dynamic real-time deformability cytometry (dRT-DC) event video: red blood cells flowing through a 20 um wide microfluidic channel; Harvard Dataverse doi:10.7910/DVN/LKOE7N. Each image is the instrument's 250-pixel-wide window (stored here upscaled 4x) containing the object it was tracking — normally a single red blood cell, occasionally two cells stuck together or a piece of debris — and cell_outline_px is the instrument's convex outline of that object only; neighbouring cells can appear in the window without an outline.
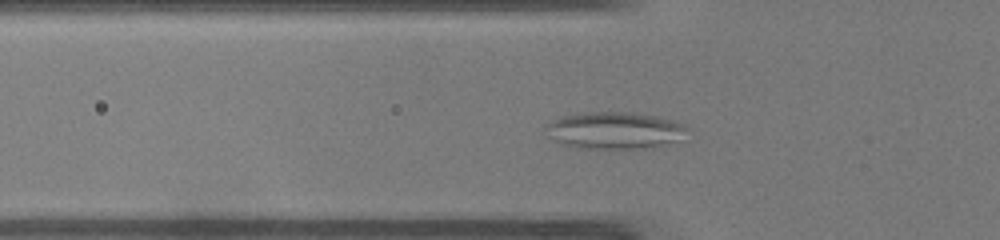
{"species": "common noctule bat (a hibernating species)", "species_latin": "Nyctalus noctula", "temperature_condition": "warm", "stored_images_in_passage": 44, "camera_frame_rate_fps": 3000, "um_per_image_px": 0.085, "animal": {"sex": "male", "body_mass_g": 19.0, "forearm_length_mm": 50.8}, "frame": {"image": 1, "passage_image": 11, "time_ms": 3.333, "image_size_px": [1000, 240], "cell_outline_px": [[692, 128], [676, 140], [652, 148], [576, 148], [564, 144], [544, 136], [544, 128], [552, 120], [560, 116], [588, 112], [632, 112], [656, 116], [672, 120], [684, 124]], "centroid_in_image_um": [52.2, 11.08], "position_along_channel_um": 73.6, "area_um2": 30.69}}
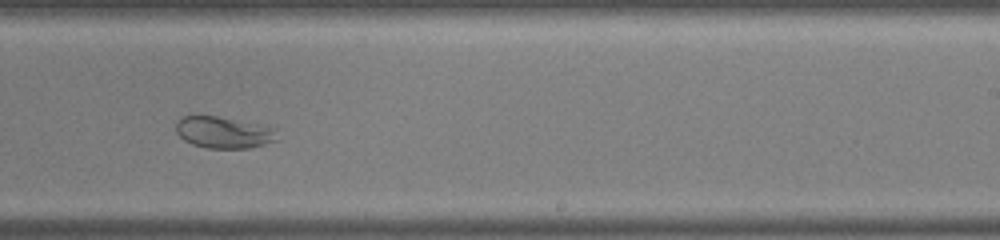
{"frame": {"image": 2, "passage_image": 25, "time_ms": 8.0, "image_size_px": [1000, 240], "cell_outline_px": [[276, 140], [264, 144], [248, 148], [208, 148], [192, 144], [184, 140], [176, 132], [176, 120], [180, 116], [216, 116], [276, 128]], "centroid_in_image_um": [18.96, 11.25], "position_along_channel_um": 270.0, "area_um2": 18.44}}
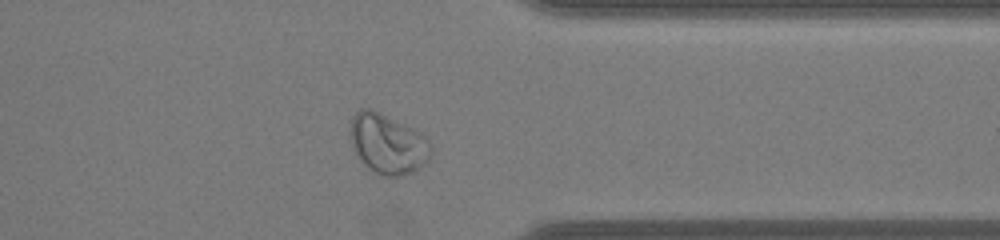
{"frame": {"image": 3, "passage_image": 33, "time_ms": 10.667, "image_size_px": [1000, 240], "cell_outline_px": [[432, 152], [428, 160], [420, 168], [404, 176], [384, 176], [368, 168], [356, 156], [352, 148], [352, 116], [360, 108], [372, 108], [420, 132], [432, 144]], "centroid_in_image_um": [32.98, 12.24], "position_along_channel_um": 378.4, "area_um2": 28.21}}